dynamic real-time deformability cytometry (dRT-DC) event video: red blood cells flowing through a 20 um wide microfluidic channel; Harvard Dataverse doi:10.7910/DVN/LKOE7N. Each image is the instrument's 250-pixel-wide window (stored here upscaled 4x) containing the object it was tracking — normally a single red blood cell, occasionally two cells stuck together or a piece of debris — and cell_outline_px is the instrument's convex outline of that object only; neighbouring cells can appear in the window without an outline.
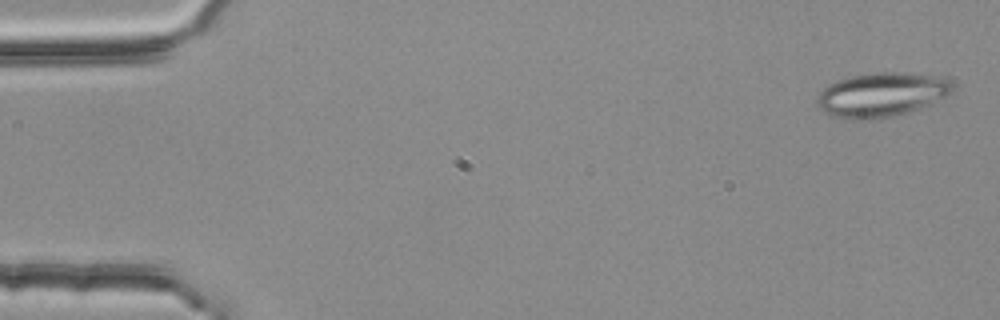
{"species": "common noctule bat (a hibernating species)", "species_latin": "Nyctalus noctula", "temperature_condition": "room temperature", "stored_images_in_passage": 3, "camera_frame_rate_fps": 3000, "um_per_image_px": 0.085, "animal": {"sex": "female", "body_mass_g": 25.1}, "frame": {"image": 1, "passage_image": 3, "time_ms": 0.667, "image_size_px": [1000, 320], "cell_outline_px": [[956, 88], [952, 92], [928, 104], [904, 112], [888, 116], [868, 120], [852, 120], [828, 116], [816, 108], [816, 96], [828, 84], [836, 80], [852, 76], [876, 72], [896, 72], [948, 76], [952, 80]], "centroid_in_image_um": [74.89, 8.03], "position_along_channel_um": 10.1, "area_um2": 35.32}}